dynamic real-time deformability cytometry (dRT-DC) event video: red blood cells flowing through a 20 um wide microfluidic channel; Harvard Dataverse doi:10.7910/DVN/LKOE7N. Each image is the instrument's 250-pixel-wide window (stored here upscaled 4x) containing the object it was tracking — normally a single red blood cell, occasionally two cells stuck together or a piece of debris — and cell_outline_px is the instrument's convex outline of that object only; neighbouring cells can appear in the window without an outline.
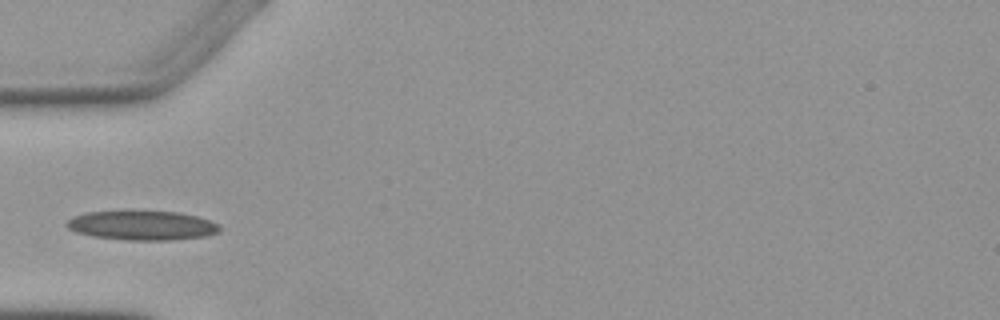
{"species": "Egyptian fruit bat (a non-hibernating species)", "species_latin": "Rousettus aegyptiacus", "temperature_condition": "warm", "stored_images_in_passage": 2, "camera_frame_rate_fps": 3000, "um_per_image_px": 0.085, "animal": {"sex": "female"}, "frame": {"image": 1, "passage_image": 1, "time_ms": 0.0, "image_size_px": [1000, 320], "cell_outline_px": [[220, 232], [208, 236], [172, 240], [128, 240], [92, 236], [76, 232], [68, 228], [64, 224], [72, 216], [84, 212], [132, 208], [176, 212], [196, 216], [208, 220], [216, 224], [220, 228]], "centroid_in_image_um": [12.01, 19.11], "position_along_channel_um": 73.0, "area_um2": 27.22}}